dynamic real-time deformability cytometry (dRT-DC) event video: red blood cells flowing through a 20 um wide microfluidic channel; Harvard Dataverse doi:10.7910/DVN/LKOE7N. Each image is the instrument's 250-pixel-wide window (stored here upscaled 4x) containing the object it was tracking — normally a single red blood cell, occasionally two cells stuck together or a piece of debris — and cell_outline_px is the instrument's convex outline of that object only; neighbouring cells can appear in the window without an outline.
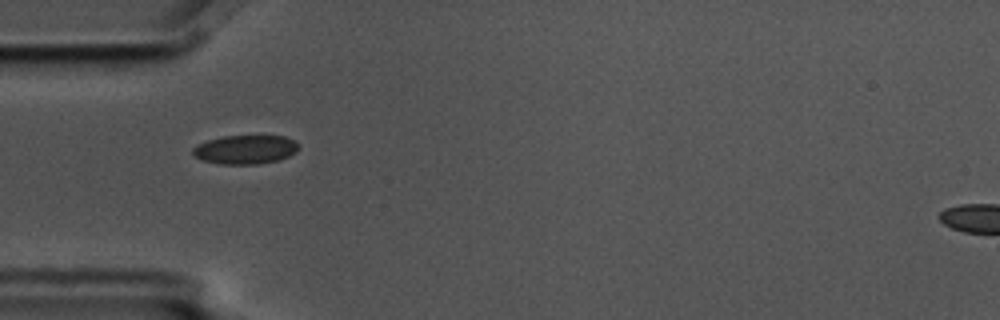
{"species": "common noctule bat (a hibernating species)", "species_latin": "Nyctalus noctula", "temperature_condition": "cold", "stored_images_in_passage": 6, "camera_frame_rate_fps": 3000, "um_per_image_px": 0.085, "animal": {"sex": "male", "body_mass_g": 17.5, "forearm_length_mm": 52.3}, "frame": {"image": 1, "passage_image": 1, "time_ms": 0.0, "image_size_px": [1000, 320], "cell_outline_px": [[300, 148], [296, 152], [280, 160], [256, 164], [220, 164], [200, 160], [192, 152], [192, 148], [196, 144], [208, 140], [224, 136], [284, 136], [300, 144]], "centroid_in_image_um": [20.85, 12.71], "position_along_channel_um": 64.1, "area_um2": 17.92}}